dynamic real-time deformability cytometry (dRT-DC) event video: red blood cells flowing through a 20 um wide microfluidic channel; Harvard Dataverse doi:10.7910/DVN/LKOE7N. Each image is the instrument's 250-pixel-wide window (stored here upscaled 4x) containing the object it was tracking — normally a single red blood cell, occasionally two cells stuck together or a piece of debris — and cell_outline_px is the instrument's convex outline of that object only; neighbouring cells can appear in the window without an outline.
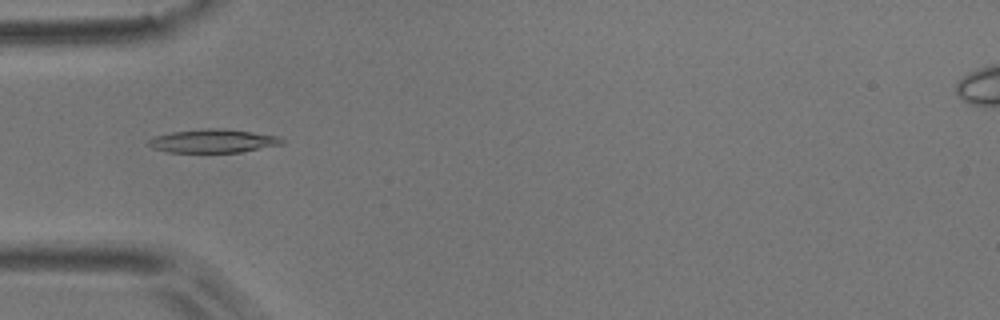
{"species": "common noctule bat (a hibernating species)", "species_latin": "Nyctalus noctula", "temperature_condition": "room temperature", "stored_images_in_passage": 7, "camera_frame_rate_fps": 3000, "um_per_image_px": 0.085, "animal": {"sex": "male", "body_mass_g": 17.9}, "frame": {"image": 1, "passage_image": 4, "time_ms": 1.0, "image_size_px": [1000, 320], "cell_outline_px": [[284, 144], [240, 152], [168, 152], [152, 148], [148, 144], [148, 140], [156, 136], [172, 132], [208, 128], [220, 128], [252, 132], [280, 136], [284, 140]], "centroid_in_image_um": [18.15, 11.98], "position_along_channel_um": 66.9, "area_um2": 18.15}}
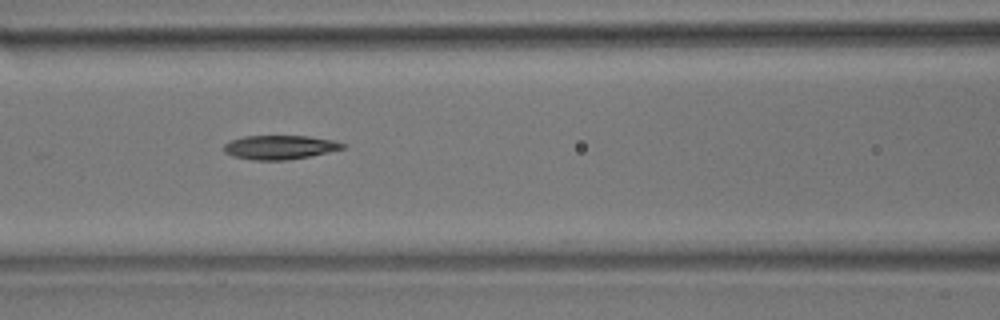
{"frame": {"image": 2, "passage_image": 6, "time_ms": 1.667, "image_size_px": [1000, 320], "cell_outline_px": [[348, 148], [308, 156], [284, 160], [252, 160], [232, 156], [224, 152], [224, 144], [232, 140], [244, 136], [308, 136], [332, 140], [348, 144]], "centroid_in_image_um": [23.81, 12.51], "position_along_channel_um": 142.8, "area_um2": 16.65}}
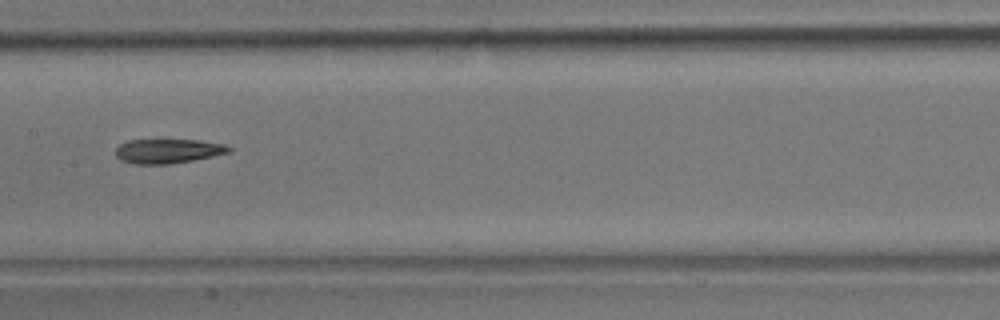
{"frame": {"image": 3, "passage_image": 7, "time_ms": 2.0, "image_size_px": [1000, 320], "cell_outline_px": [[232, 152], [172, 164], [132, 164], [120, 160], [116, 156], [116, 148], [120, 144], [128, 140], [196, 140], [224, 144], [232, 148]], "centroid_in_image_um": [14.26, 12.85], "position_along_channel_um": 193.1, "area_um2": 16.13}}